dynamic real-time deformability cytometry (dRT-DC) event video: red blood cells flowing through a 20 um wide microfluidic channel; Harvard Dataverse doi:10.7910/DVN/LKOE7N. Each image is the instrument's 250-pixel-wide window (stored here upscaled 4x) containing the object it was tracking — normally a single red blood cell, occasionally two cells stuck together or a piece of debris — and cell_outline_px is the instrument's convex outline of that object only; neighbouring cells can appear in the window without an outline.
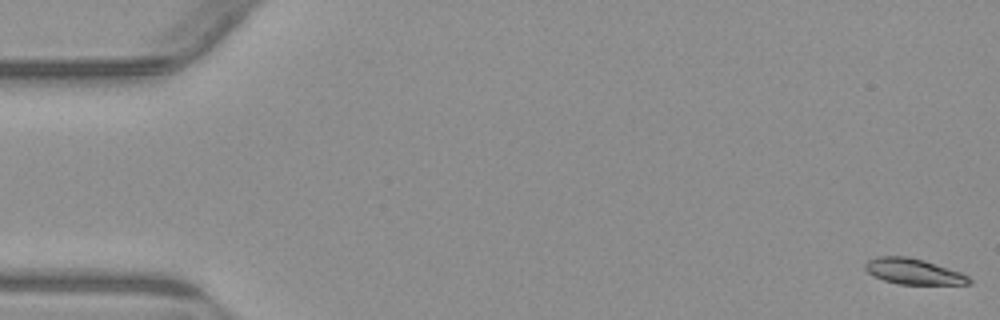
{"species": "common noctule bat (a hibernating species)", "species_latin": "Nyctalus noctula", "temperature_condition": "warm", "stored_images_in_passage": 54, "camera_frame_rate_fps": 3000, "um_per_image_px": 0.085, "animal": {"sex": "male", "body_mass_g": 23.1, "forearm_length_mm": 52.7}, "frame": {"image": 1, "passage_image": 1, "time_ms": 0.0, "image_size_px": [1000, 320], "cell_outline_px": [[972, 284], [896, 284], [872, 276], [864, 268], [864, 264], [868, 260], [876, 256], [908, 256], [924, 260], [960, 272], [968, 276], [972, 280]], "centroid_in_image_um": [77.61, 23.07], "position_along_channel_um": 7.4, "area_um2": 15.66}}
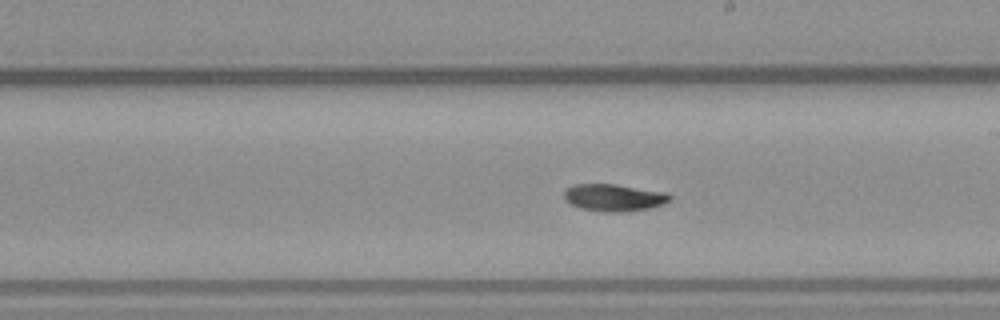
{"frame": {"image": 2, "passage_image": 31, "time_ms": 10.0, "image_size_px": [1000, 320], "cell_outline_px": [[672, 200], [664, 204], [648, 208], [624, 212], [600, 212], [580, 208], [564, 200], [564, 192], [572, 184], [616, 184], [668, 192], [672, 196]], "centroid_in_image_um": [52.21, 16.79], "position_along_channel_um": 236.8, "area_um2": 16.99}}
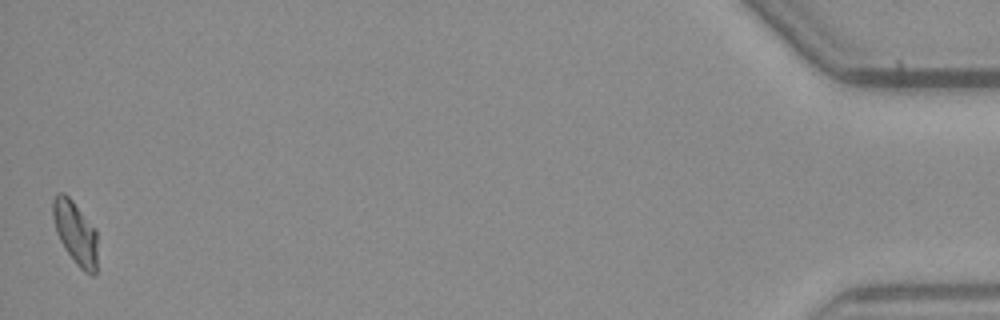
{"frame": {"image": 3, "passage_image": 54, "time_ms": 17.667, "image_size_px": [1000, 320], "cell_outline_px": [[96, 272], [92, 276], [84, 272], [76, 264], [64, 248], [56, 232], [52, 216], [52, 200], [60, 192], [64, 192], [72, 200], [96, 228]], "centroid_in_image_um": [6.4, 19.78], "position_along_channel_um": 428.8, "area_um2": 16.47}, "authors_computed_cell_mechanics": {"area_um2": 16.5019, "velocity_mm_per_s": 3.833, "shape_relaxation_time_tau1_ms": null, "shape_relaxation_time_tau2_ms": 10.0297, "deformation_change_tau1": null, "deformation_change_tau2": 0.1199}}